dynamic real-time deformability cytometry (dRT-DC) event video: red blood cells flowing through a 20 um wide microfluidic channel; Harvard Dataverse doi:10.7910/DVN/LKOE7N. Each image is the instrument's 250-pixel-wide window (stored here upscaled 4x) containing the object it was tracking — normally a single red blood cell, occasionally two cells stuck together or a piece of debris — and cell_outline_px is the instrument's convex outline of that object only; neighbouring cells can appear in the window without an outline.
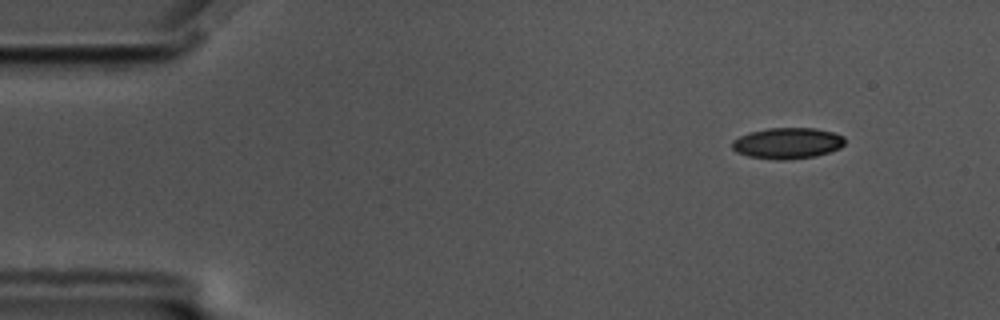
{"species": "common noctule bat (a hibernating species)", "species_latin": "Nyctalus noctula", "temperature_condition": "cold", "stored_images_in_passage": 58, "camera_frame_rate_fps": 3000, "um_per_image_px": 0.085, "animal": {"sex": "male", "body_mass_g": 17.5, "forearm_length_mm": 52.3}, "frame": {"image": 1, "passage_image": 6, "time_ms": 1.667, "image_size_px": [1000, 320], "cell_outline_px": [[844, 144], [840, 148], [816, 156], [784, 160], [776, 160], [748, 156], [736, 152], [732, 148], [732, 140], [748, 132], [768, 128], [816, 128], [832, 132], [844, 136]], "centroid_in_image_um": [66.91, 12.17], "position_along_channel_um": 18.1, "area_um2": 20.46}}
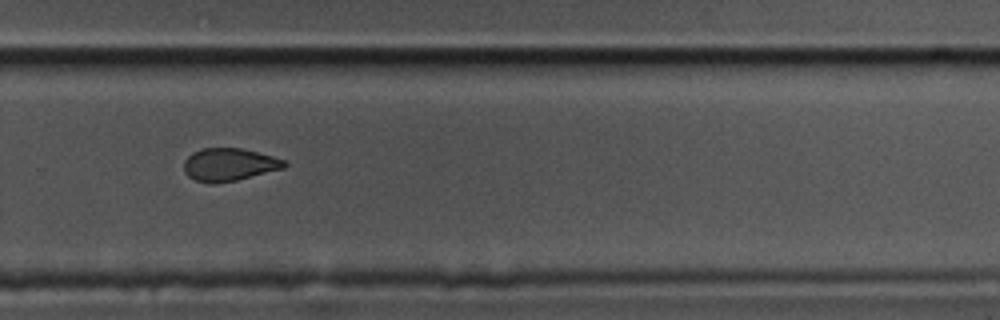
{"frame": {"image": 2, "passage_image": 39, "time_ms": 12.667, "image_size_px": [1000, 320], "cell_outline_px": [[288, 164], [284, 168], [236, 180], [212, 184], [196, 180], [188, 176], [184, 172], [184, 160], [192, 152], [204, 148], [240, 148], [272, 156], [284, 160]], "centroid_in_image_um": [19.45, 13.99], "position_along_channel_um": 310.3, "area_um2": 19.02}}
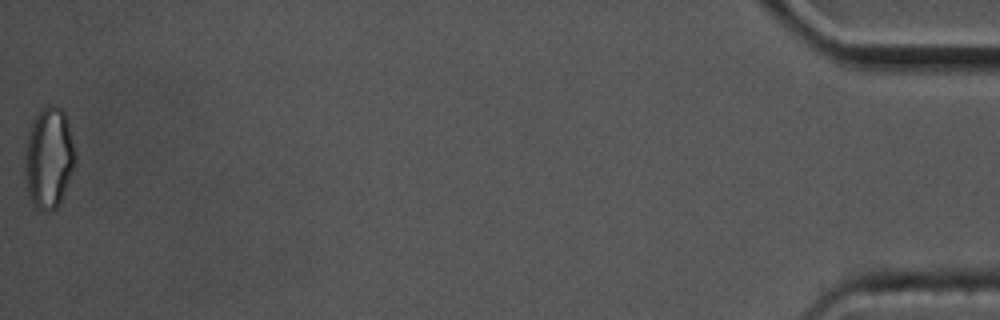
{"frame": {"image": 3, "passage_image": 58, "time_ms": 19.0, "image_size_px": [1000, 320], "cell_outline_px": [[76, 164], [60, 204], [52, 212], [44, 212], [36, 208], [32, 204], [28, 196], [24, 172], [24, 152], [28, 132], [32, 120], [36, 112], [44, 104], [56, 104], [64, 112], [68, 120], [76, 152]], "centroid_in_image_um": [4.15, 13.41], "position_along_channel_um": 431.1, "area_um2": 30.92}, "authors_computed_cell_mechanics": {"area_um2": 20.4901, "velocity_mm_per_s": 3.4725, "shape_relaxation_time_tau1_ms": 4.3092, "shape_relaxation_time_tau2_ms": 5.4201, "deformation_change_tau1": 0.109, "deformation_change_tau2": 0.0904}}